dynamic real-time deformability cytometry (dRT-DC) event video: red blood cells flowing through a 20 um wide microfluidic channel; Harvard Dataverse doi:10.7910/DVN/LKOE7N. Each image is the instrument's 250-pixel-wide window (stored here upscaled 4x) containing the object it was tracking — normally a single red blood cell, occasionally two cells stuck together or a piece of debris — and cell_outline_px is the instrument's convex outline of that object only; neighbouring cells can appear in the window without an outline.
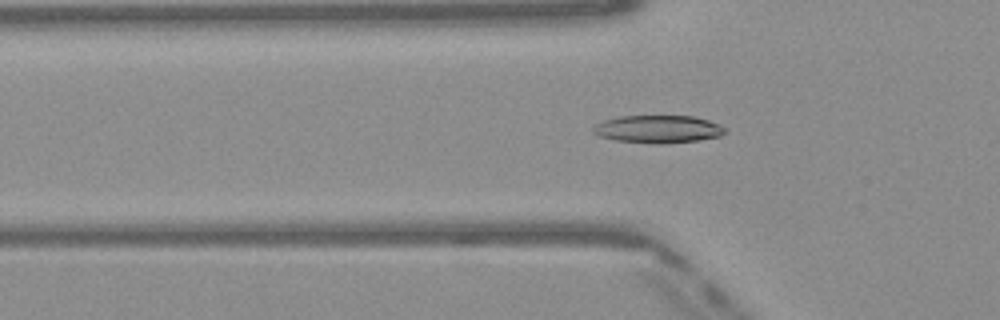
{"species": "Egyptian fruit bat (a non-hibernating species)", "species_latin": "Rousettus aegyptiacus", "temperature_condition": "warm", "stored_images_in_passage": 45, "camera_frame_rate_fps": 3000, "um_per_image_px": 0.085, "frame": {"image": 1, "passage_image": 12, "time_ms": 3.667, "image_size_px": [1000, 320], "cell_outline_px": [[728, 132], [720, 136], [696, 140], [660, 144], [656, 144], [616, 140], [600, 136], [592, 132], [592, 128], [596, 124], [604, 120], [620, 116], [692, 116], [708, 120], [720, 124]], "centroid_in_image_um": [55.94, 10.97], "position_along_channel_um": 69.9, "area_um2": 21.21}}
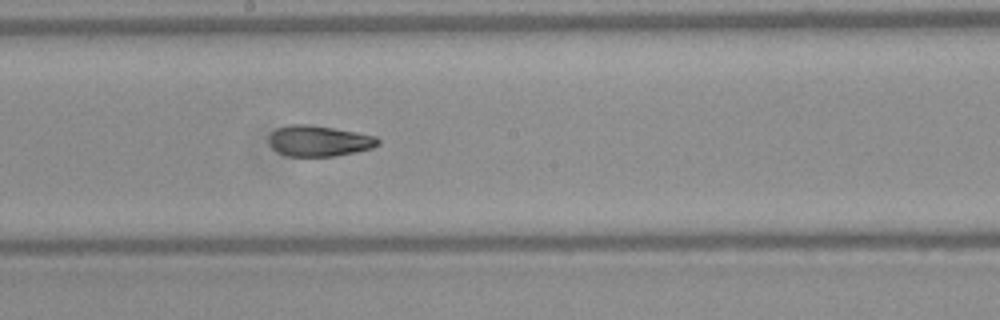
{"frame": {"image": 2, "passage_image": 23, "time_ms": 7.333, "image_size_px": [1000, 320], "cell_outline_px": [[380, 144], [372, 148], [356, 152], [336, 156], [288, 156], [276, 152], [268, 144], [268, 136], [276, 128], [292, 124], [312, 124], [356, 132], [376, 136], [380, 140]], "centroid_in_image_um": [27.09, 11.98], "position_along_channel_um": 221.1, "area_um2": 19.88}}
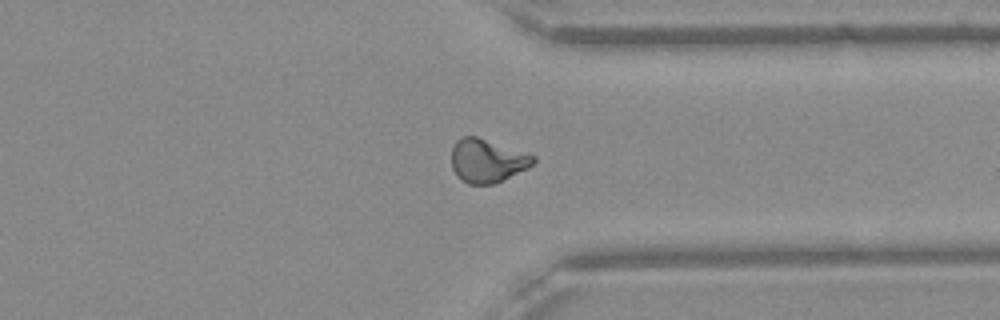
{"frame": {"image": 3, "passage_image": 34, "time_ms": 11.0, "image_size_px": [1000, 320], "cell_outline_px": [[536, 160], [532, 164], [504, 180], [492, 184], [468, 184], [460, 180], [452, 168], [452, 148], [456, 140], [464, 136], [476, 136], [536, 156]], "centroid_in_image_um": [41.38, 13.66], "position_along_channel_um": 370.0, "area_um2": 20.52}, "authors_computed_cell_mechanics": {"area_um2": 20.4034, "velocity_mm_per_s": 4.095, "shape_relaxation_time_tau1_ms": 8.4172, "shape_relaxation_time_tau2_ms": 1.2225, "deformation_change_tau1": 0.2332, "deformation_change_tau2": 0.0743}}